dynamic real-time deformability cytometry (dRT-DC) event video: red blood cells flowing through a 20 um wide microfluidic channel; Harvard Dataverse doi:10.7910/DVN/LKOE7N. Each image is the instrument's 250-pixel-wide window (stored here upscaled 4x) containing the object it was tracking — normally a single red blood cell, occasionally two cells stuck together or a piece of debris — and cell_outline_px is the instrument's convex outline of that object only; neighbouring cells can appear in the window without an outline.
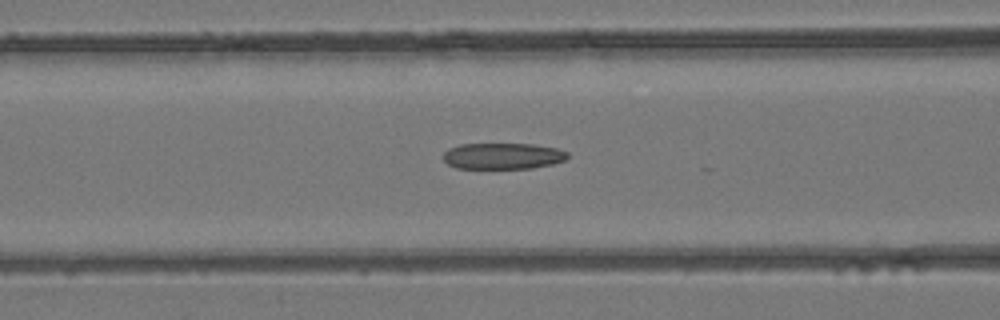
{"species": "common noctule bat (a hibernating species)", "species_latin": "Nyctalus noctula", "temperature_condition": "room temperature", "stored_images_in_passage": 26, "camera_frame_rate_fps": 3000, "um_per_image_px": 0.085, "animal": {"sex": "female", "body_mass_g": 24.6, "forearm_length_mm": 56.2}, "frame": {"image": 1, "passage_image": 22, "time_ms": 7.0, "image_size_px": [1000, 320], "cell_outline_px": [[568, 156], [564, 160], [552, 164], [532, 168], [456, 168], [448, 164], [444, 160], [444, 152], [448, 148], [460, 144], [532, 144], [556, 148], [568, 152]], "centroid_in_image_um": [42.72, 13.26], "position_along_channel_um": 123.9, "area_um2": 18.9}}
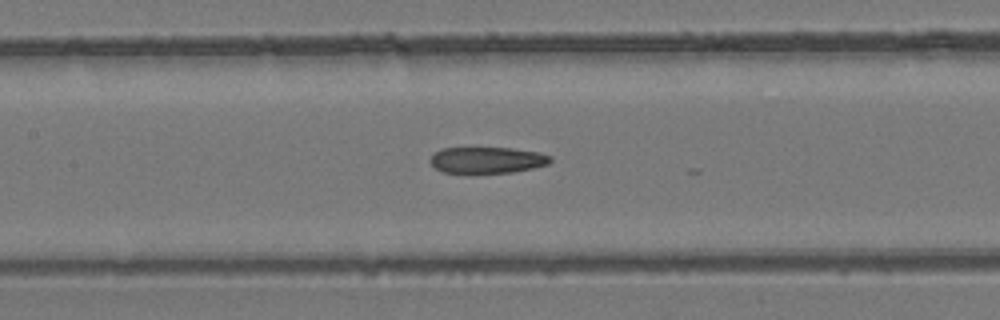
{"frame": {"image": 2, "passage_image": 25, "time_ms": 8.0, "image_size_px": [1000, 320], "cell_outline_px": [[552, 160], [548, 164], [532, 168], [512, 172], [444, 172], [436, 168], [428, 160], [440, 148], [512, 148], [540, 152], [552, 156]], "centroid_in_image_um": [41.44, 13.59], "position_along_channel_um": 166.0, "area_um2": 18.21}}